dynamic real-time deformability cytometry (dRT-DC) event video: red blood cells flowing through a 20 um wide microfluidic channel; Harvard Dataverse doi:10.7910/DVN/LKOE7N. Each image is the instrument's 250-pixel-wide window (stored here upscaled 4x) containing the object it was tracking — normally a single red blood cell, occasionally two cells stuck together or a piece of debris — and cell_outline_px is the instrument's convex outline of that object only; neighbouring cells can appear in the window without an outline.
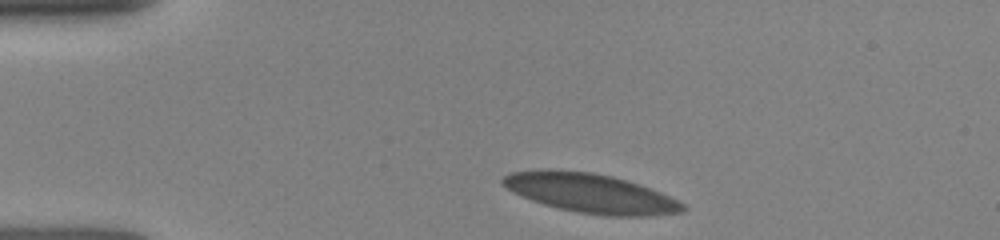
{"species": "human", "species_latin": "Homo sapiens", "temperature_condition": "room temperature", "stored_images_in_passage": 6, "camera_frame_rate_fps": 3000, "um_per_image_px": 0.085, "donor": {"sex": "female"}, "frame": {"image": 1, "passage_image": 1, "time_ms": 0.0, "image_size_px": [1000, 240], "cell_outline_px": [[688, 208], [684, 212], [648, 216], [604, 216], [576, 212], [544, 204], [532, 200], [512, 192], [500, 184], [500, 180], [504, 176], [512, 172], [548, 168], [592, 172], [612, 176], [660, 192], [684, 204]], "centroid_in_image_um": [50.15, 16.42], "position_along_channel_um": 34.8, "area_um2": 41.21}}
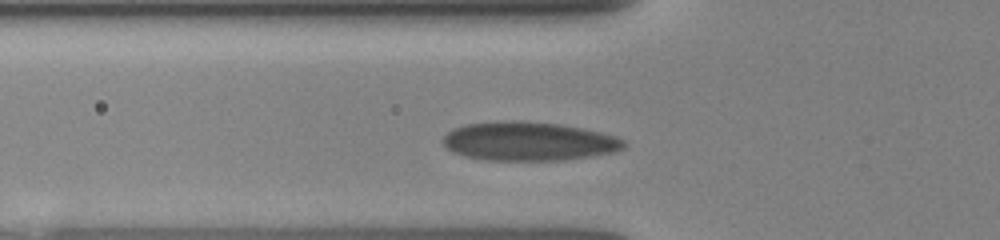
{"frame": {"image": 2, "passage_image": 4, "time_ms": 2.333, "image_size_px": [1000, 240], "cell_outline_px": [[628, 144], [624, 148], [616, 152], [592, 156], [564, 160], [484, 160], [464, 156], [452, 152], [444, 144], [444, 136], [452, 128], [468, 124], [556, 124], [584, 128], [616, 136], [624, 140]], "centroid_in_image_um": [45.02, 12.07], "position_along_channel_um": 80.8, "area_um2": 39.65}}
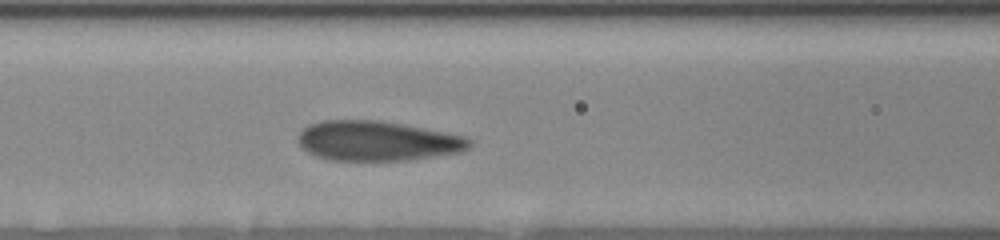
{"frame": {"image": 3, "passage_image": 6, "time_ms": 3.667, "image_size_px": [1000, 240], "cell_outline_px": [[472, 144], [464, 152], [408, 160], [328, 160], [316, 156], [308, 152], [296, 140], [296, 136], [308, 124], [320, 120], [380, 120], [404, 124], [464, 136], [472, 140]], "centroid_in_image_um": [32.07, 11.97], "position_along_channel_um": 134.5, "area_um2": 40.06}}